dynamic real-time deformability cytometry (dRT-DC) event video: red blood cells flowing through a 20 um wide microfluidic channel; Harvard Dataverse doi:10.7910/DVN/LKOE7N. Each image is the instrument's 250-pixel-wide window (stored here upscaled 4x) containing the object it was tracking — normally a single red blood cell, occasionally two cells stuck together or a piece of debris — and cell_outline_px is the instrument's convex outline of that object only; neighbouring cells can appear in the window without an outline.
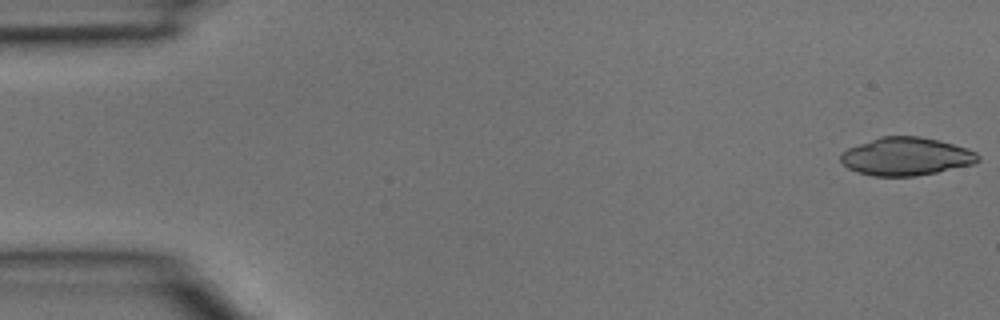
{"species": "common noctule bat (a hibernating species)", "species_latin": "Nyctalus noctula", "temperature_condition": "room temperature", "stored_images_in_passage": 4, "camera_frame_rate_fps": 3000, "um_per_image_px": 0.085, "animal": {"sex": "male", "body_mass_g": 15.6}, "frame": {"image": 1, "passage_image": 1, "time_ms": 0.0, "image_size_px": [1000, 320], "cell_outline_px": [[980, 160], [972, 164], [936, 172], [916, 176], [872, 176], [856, 172], [848, 168], [840, 160], [840, 156], [848, 148], [880, 136], [920, 136], [968, 148], [976, 152], [980, 156]], "centroid_in_image_um": [77.01, 13.3], "position_along_channel_um": 8.0, "area_um2": 30.29}}